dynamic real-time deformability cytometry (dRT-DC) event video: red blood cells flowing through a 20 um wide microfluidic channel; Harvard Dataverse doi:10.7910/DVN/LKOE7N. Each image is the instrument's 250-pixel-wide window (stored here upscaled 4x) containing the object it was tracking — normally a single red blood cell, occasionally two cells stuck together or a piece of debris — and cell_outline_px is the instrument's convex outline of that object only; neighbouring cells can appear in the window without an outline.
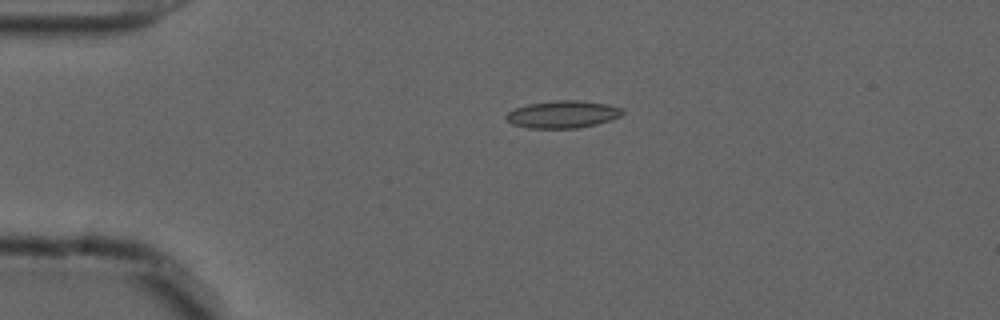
{"species": "common noctule bat (a hibernating species)", "species_latin": "Nyctalus noctula", "temperature_condition": "cold", "stored_images_in_passage": 35, "camera_frame_rate_fps": 3000, "um_per_image_px": 0.085, "animal": {"sex": "male", "forearm_length_mm": 52.5}, "frame": {"image": 1, "passage_image": 1, "time_ms": 0.0, "image_size_px": [1000, 320], "cell_outline_px": [[624, 112], [620, 116], [596, 124], [576, 128], [528, 128], [512, 124], [504, 116], [508, 112], [516, 108], [528, 104], [552, 100], [580, 100], [608, 104], [624, 108]], "centroid_in_image_um": [47.84, 9.71], "position_along_channel_um": 37.2, "area_um2": 18.55}}
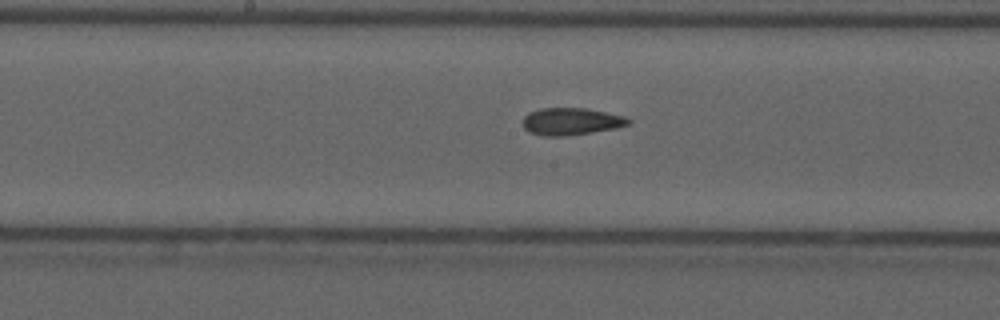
{"frame": {"image": 2, "passage_image": 17, "time_ms": 5.333, "image_size_px": [1000, 320], "cell_outline_px": [[632, 124], [616, 128], [568, 136], [544, 136], [528, 132], [524, 128], [524, 116], [528, 112], [540, 108], [584, 108], [624, 116], [632, 120]], "centroid_in_image_um": [48.55, 10.33], "position_along_channel_um": 199.6, "area_um2": 16.82}}
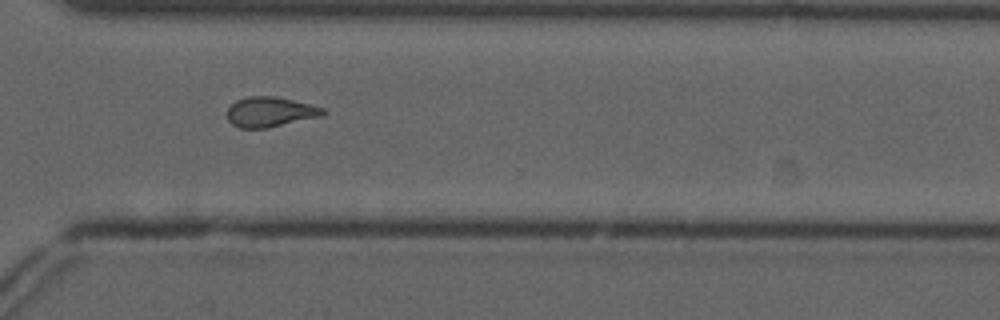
{"frame": {"image": 3, "passage_image": 29, "time_ms": 9.333, "image_size_px": [1000, 320], "cell_outline_px": [[328, 112], [320, 116], [264, 128], [240, 128], [232, 124], [228, 120], [228, 108], [236, 100], [248, 96], [276, 96], [324, 108]], "centroid_in_image_um": [22.94, 9.5], "position_along_channel_um": 347.7, "area_um2": 16.47}, "authors_computed_cell_mechanics": {"area_um2": 16.6464, "velocity_mm_per_s": 3.7091, "shape_relaxation_time_tau1_ms": null, "shape_relaxation_time_tau2_ms": 3.3116, "deformation_change_tau1": null, "deformation_change_tau2": 0.103}}